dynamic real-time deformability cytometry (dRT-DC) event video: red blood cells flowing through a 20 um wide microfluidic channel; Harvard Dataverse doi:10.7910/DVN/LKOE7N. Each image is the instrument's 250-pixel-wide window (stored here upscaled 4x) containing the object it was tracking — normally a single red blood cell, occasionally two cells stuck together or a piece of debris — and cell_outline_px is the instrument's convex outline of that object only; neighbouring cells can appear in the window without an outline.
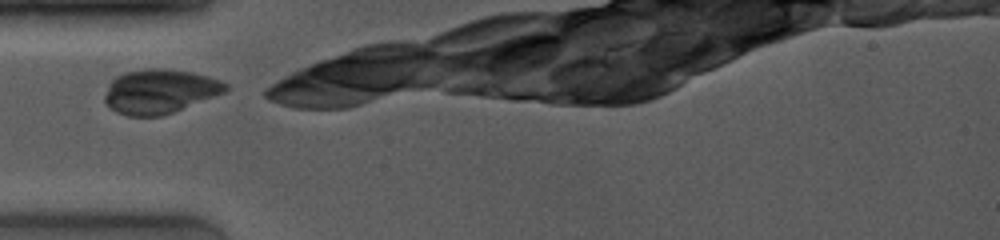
{"species": "common noctule bat (a hibernating species)", "species_latin": "Nyctalus noctula", "temperature_condition": "room temperature", "stored_images_in_passage": 22, "camera_frame_rate_fps": 4000, "um_per_image_px": 0.085, "animal": {"sex": "female", "body_mass_g": 19.0, "forearm_length_mm": 53.3}, "frame": {"image": 1, "passage_image": 1, "time_ms": 0.0, "image_size_px": [1000, 240], "cell_outline_px": [[228, 88], [224, 92], [164, 116], [128, 116], [116, 112], [104, 100], [104, 96], [108, 84], [116, 76], [124, 72], [144, 68], [160, 68], [192, 72], [208, 76], [220, 80], [228, 84]], "centroid_in_image_um": [13.56, 7.76], "position_along_channel_um": 71.4, "area_um2": 31.21}}
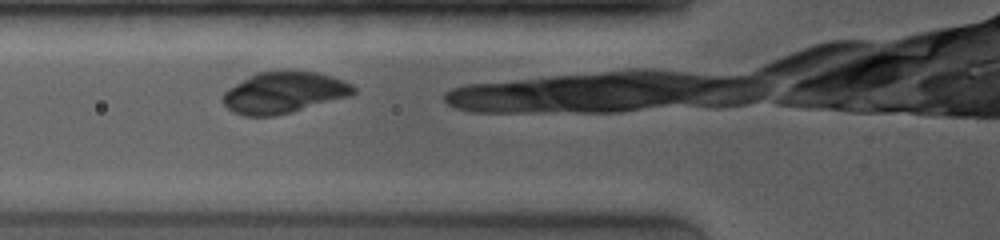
{"frame": {"image": 2, "passage_image": 4, "time_ms": 0.75, "image_size_px": [1000, 240], "cell_outline_px": [[356, 92], [352, 96], [292, 112], [272, 116], [244, 116], [232, 112], [220, 100], [224, 92], [228, 88], [248, 76], [256, 72], [316, 72], [332, 76], [352, 84], [356, 88]], "centroid_in_image_um": [24.13, 7.89], "position_along_channel_um": 101.7, "area_um2": 31.5}}
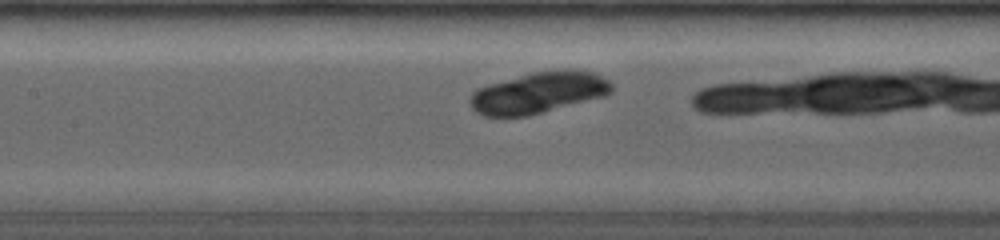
{"frame": {"image": 3, "passage_image": 10, "time_ms": 2.25, "image_size_px": [1000, 240], "cell_outline_px": [[612, 92], [604, 96], [544, 112], [528, 116], [484, 116], [476, 112], [472, 108], [468, 100], [472, 92], [476, 88], [488, 84], [532, 72], [564, 68], [568, 68], [592, 72], [608, 80], [612, 84]], "centroid_in_image_um": [45.76, 7.87], "position_along_channel_um": 161.6, "area_um2": 34.28}}